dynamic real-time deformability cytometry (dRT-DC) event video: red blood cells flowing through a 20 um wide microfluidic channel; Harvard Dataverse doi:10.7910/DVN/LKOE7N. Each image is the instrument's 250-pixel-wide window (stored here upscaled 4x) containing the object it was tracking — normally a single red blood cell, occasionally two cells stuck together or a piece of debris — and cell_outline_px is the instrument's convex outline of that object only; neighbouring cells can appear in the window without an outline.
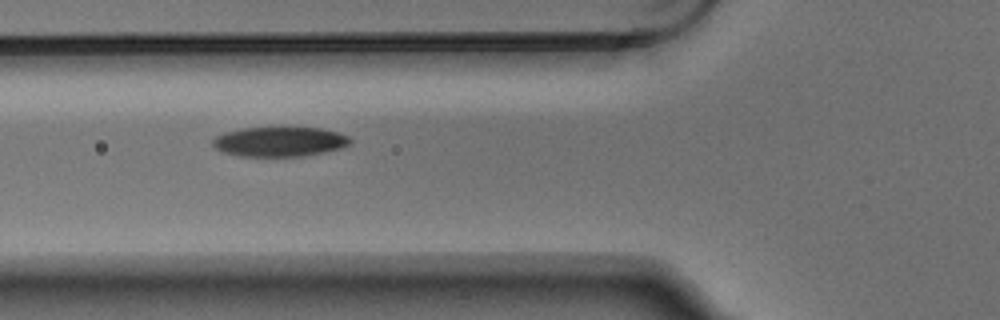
{"species": "Egyptian fruit bat (a non-hibernating species)", "species_latin": "Rousettus aegyptiacus", "temperature_condition": "warm", "stored_images_in_passage": 14, "camera_frame_rate_fps": 3000, "um_per_image_px": 0.085, "animal": {"sex": "male"}, "frame": {"image": 1, "passage_image": 5, "time_ms": 1.333, "image_size_px": [1000, 320], "cell_outline_px": [[352, 140], [348, 144], [340, 148], [324, 152], [304, 156], [240, 156], [224, 152], [216, 148], [212, 144], [212, 140], [216, 136], [224, 132], [244, 128], [280, 124], [320, 128], [336, 132], [348, 136]], "centroid_in_image_um": [23.75, 11.99], "position_along_channel_um": 102.0, "area_um2": 24.62}}
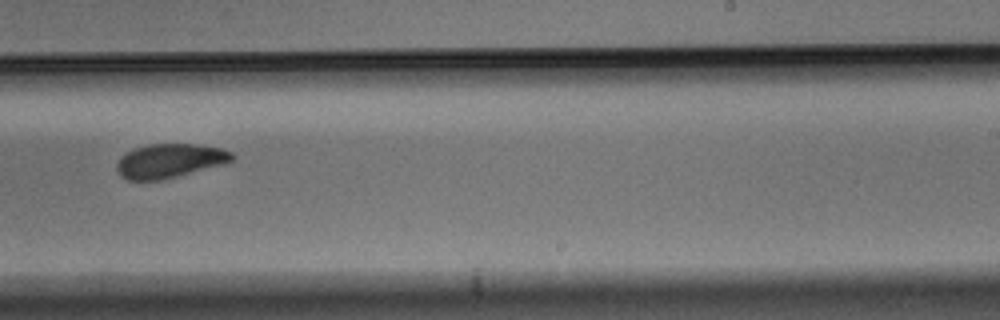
{"frame": {"image": 2, "passage_image": 9, "time_ms": 2.667, "image_size_px": [1000, 320], "cell_outline_px": [[236, 156], [232, 160], [224, 164], [160, 180], [128, 180], [120, 176], [116, 168], [116, 164], [120, 156], [132, 148], [148, 144], [196, 144], [220, 148], [232, 152]], "centroid_in_image_um": [14.39, 13.66], "position_along_channel_um": 274.6, "area_um2": 22.95}}
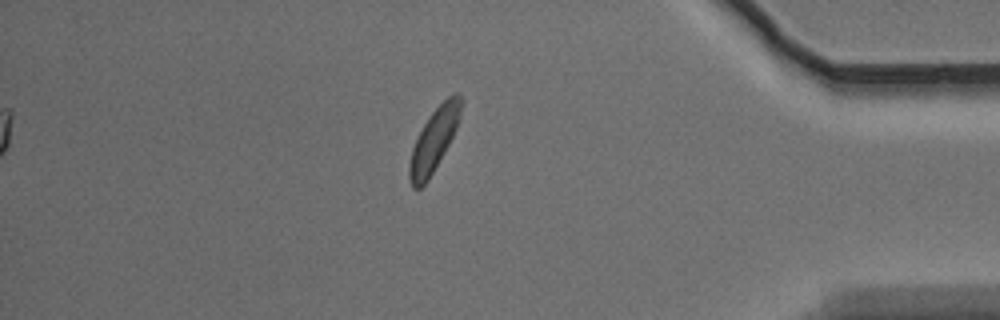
{"frame": {"image": 3, "passage_image": 14, "time_ms": 4.333, "image_size_px": [1000, 320], "cell_outline_px": [[464, 100], [460, 116], [456, 128], [444, 152], [428, 180], [420, 188], [412, 188], [408, 176], [408, 168], [412, 148], [424, 124], [432, 112], [448, 96], [456, 92]], "centroid_in_image_um": [36.89, 11.89], "position_along_channel_um": 398.3, "area_um2": 18.55}}